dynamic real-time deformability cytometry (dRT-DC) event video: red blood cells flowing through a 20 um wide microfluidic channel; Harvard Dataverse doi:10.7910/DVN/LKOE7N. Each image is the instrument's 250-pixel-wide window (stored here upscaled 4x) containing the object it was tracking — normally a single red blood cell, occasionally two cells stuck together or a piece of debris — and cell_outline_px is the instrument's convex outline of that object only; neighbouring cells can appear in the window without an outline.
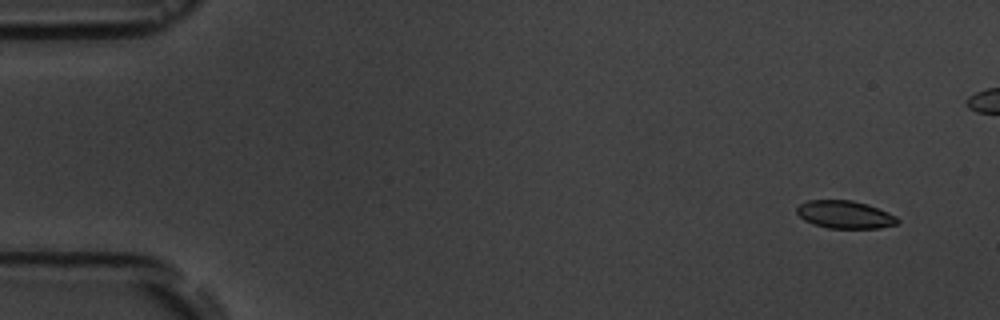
{"species": "common noctule bat (a hibernating species)", "species_latin": "Nyctalus noctula", "temperature_condition": "room temperature", "stored_images_in_passage": 7, "segment_of_instrument_passage": [1, 2], "camera_frame_rate_fps": 3000, "um_per_image_px": 0.085, "animal": {"sex": "male", "body_mass_g": 19.5, "forearm_length_mm": 54.6}, "frame": {"image": 1, "passage_image": 1, "time_ms": 0.0, "image_size_px": [1000, 320], "cell_outline_px": [[900, 220], [896, 224], [880, 228], [828, 228], [804, 220], [796, 212], [796, 208], [800, 204], [808, 200], [852, 200], [868, 204], [888, 212], [896, 216]], "centroid_in_image_um": [71.83, 18.23], "position_along_channel_um": 13.2, "area_um2": 16.24}}
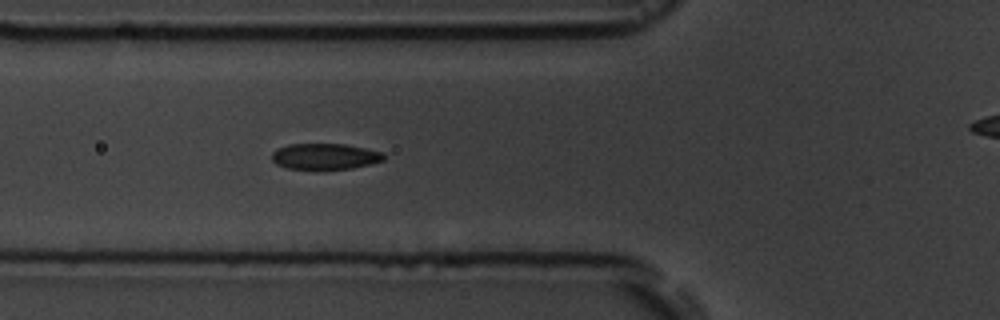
{"frame": {"image": 2, "passage_image": 6, "time_ms": 5.667, "image_size_px": [1000, 320], "cell_outline_px": [[384, 160], [352, 168], [288, 168], [276, 164], [272, 160], [272, 152], [288, 144], [344, 144], [364, 148], [380, 152], [384, 156]], "centroid_in_image_um": [27.59, 13.28], "position_along_channel_um": 98.2, "area_um2": 16.42}}